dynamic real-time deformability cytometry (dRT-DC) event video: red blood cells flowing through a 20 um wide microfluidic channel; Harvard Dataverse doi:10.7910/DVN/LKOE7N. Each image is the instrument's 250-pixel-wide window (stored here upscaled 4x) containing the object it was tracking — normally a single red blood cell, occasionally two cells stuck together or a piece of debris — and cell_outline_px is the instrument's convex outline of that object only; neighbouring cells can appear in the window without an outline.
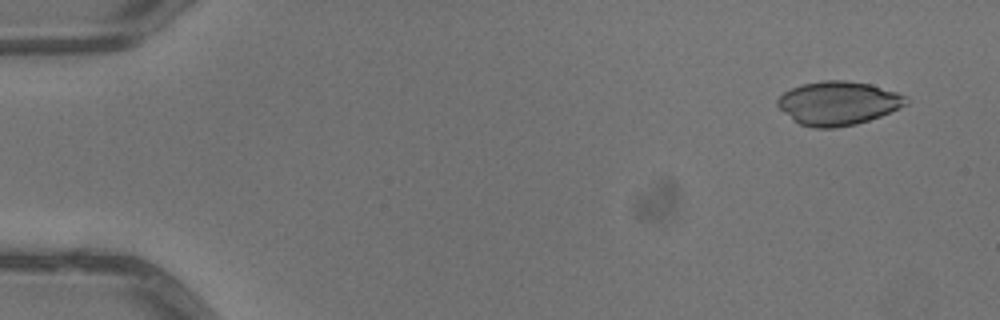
{"species": "common noctule bat (a hibernating species)", "species_latin": "Nyctalus noctula", "temperature_condition": "warm", "stored_images_in_passage": 4, "camera_frame_rate_fps": 3000, "um_per_image_px": 0.085, "animal": {"sex": "male", "body_mass_g": 13.3}, "frame": {"image": 1, "passage_image": 1, "time_ms": 0.0, "image_size_px": [1000, 320], "cell_outline_px": [[908, 104], [900, 108], [880, 116], [856, 124], [836, 128], [812, 128], [800, 124], [780, 108], [776, 104], [776, 100], [784, 92], [792, 88], [804, 84], [824, 80], [844, 80], [868, 84], [896, 92], [908, 96]], "centroid_in_image_um": [71.26, 8.77], "position_along_channel_um": 13.7, "area_um2": 32.48}}
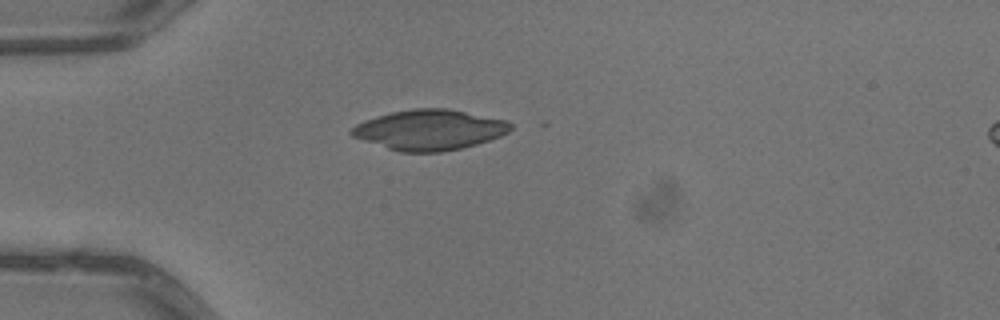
{"frame": {"image": 2, "passage_image": 3, "time_ms": 0.667, "image_size_px": [1000, 320], "cell_outline_px": [[512, 128], [508, 132], [500, 136], [476, 144], [460, 148], [440, 152], [400, 152], [352, 136], [348, 132], [356, 124], [364, 120], [376, 116], [392, 112], [412, 108], [448, 108], [508, 120], [512, 124]], "centroid_in_image_um": [36.52, 11.02], "position_along_channel_um": 48.5, "area_um2": 37.28}}